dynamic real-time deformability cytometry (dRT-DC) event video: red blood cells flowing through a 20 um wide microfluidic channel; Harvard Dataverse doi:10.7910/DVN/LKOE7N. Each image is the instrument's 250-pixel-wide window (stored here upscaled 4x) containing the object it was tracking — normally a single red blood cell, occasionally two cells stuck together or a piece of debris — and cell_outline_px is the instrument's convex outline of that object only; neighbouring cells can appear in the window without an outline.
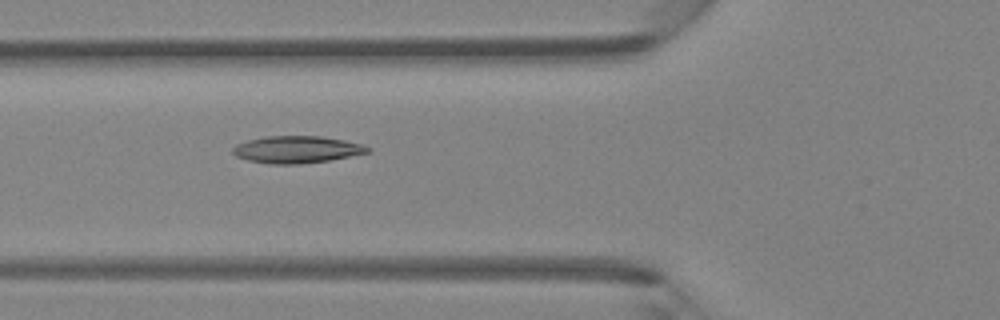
{"species": "Egyptian fruit bat (a non-hibernating species)", "species_latin": "Rousettus aegyptiacus", "temperature_condition": "room temperature", "stored_images_in_passage": 7, "camera_frame_rate_fps": 3000, "um_per_image_px": 0.085, "animal": {"sex": "female"}, "frame": {"image": 1, "passage_image": 5, "time_ms": 5.333, "image_size_px": [1000, 320], "cell_outline_px": [[372, 148], [368, 152], [328, 160], [300, 164], [268, 164], [248, 160], [236, 156], [232, 152], [232, 148], [236, 144], [248, 140], [264, 136], [320, 136], [344, 140], [360, 144]], "centroid_in_image_um": [25.17, 12.7], "position_along_channel_um": 100.6, "area_um2": 21.15}}
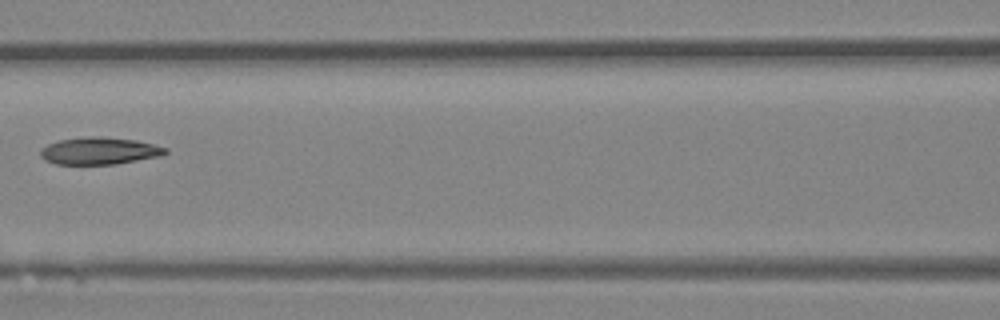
{"frame": {"image": 2, "passage_image": 6, "time_ms": 6.667, "image_size_px": [1000, 320], "cell_outline_px": [[168, 152], [164, 156], [116, 164], [56, 164], [44, 160], [40, 156], [40, 148], [48, 144], [60, 140], [92, 136], [100, 136], [136, 140], [168, 148]], "centroid_in_image_um": [8.47, 12.83], "position_along_channel_um": 158.1, "area_um2": 19.94}}
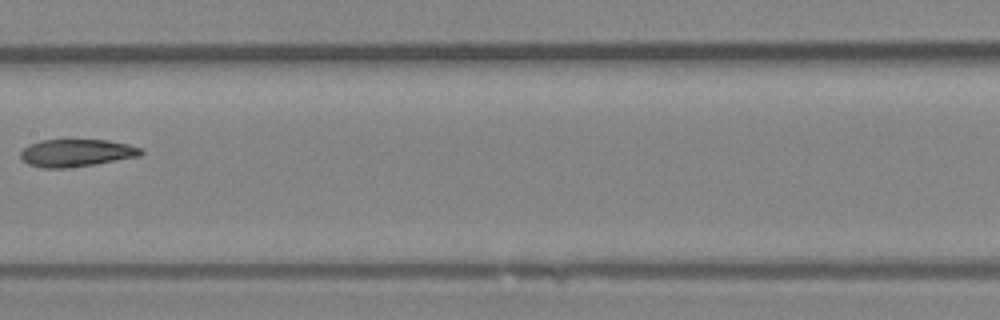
{"frame": {"image": 3, "passage_image": 7, "time_ms": 7.667, "image_size_px": [1000, 320], "cell_outline_px": [[144, 152], [140, 156], [68, 168], [44, 168], [28, 164], [20, 160], [20, 152], [28, 144], [40, 140], [108, 140], [128, 144], [144, 148]], "centroid_in_image_um": [6.48, 12.99], "position_along_channel_um": 200.9, "area_um2": 19.36}}